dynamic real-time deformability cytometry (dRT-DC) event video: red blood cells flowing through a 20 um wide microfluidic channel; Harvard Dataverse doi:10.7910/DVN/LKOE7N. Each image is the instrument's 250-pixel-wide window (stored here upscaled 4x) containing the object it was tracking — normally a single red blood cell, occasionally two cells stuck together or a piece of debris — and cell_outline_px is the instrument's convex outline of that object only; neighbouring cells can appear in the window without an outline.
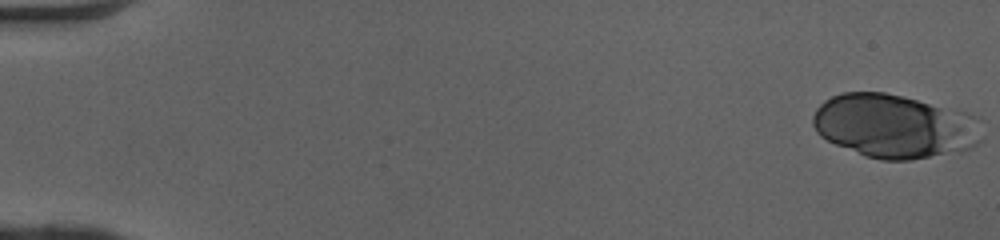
{"species": "human", "species_latin": "Homo sapiens", "temperature_condition": "cold", "stored_images_in_passage": 50, "camera_frame_rate_fps": 3000, "um_per_image_px": 0.085, "donor": {"sex": "female"}, "frame": {"image": 1, "passage_image": 1, "time_ms": 0.0, "image_size_px": [1000, 240], "cell_outline_px": [[984, 140], [972, 148], [960, 152], [908, 160], [880, 160], [864, 156], [836, 144], [820, 136], [816, 132], [812, 124], [812, 116], [816, 108], [824, 100], [840, 92], [884, 92], [904, 96], [980, 116], [984, 120]], "centroid_in_image_um": [76.11, 10.72], "position_along_channel_um": 8.9, "area_um2": 64.04}}
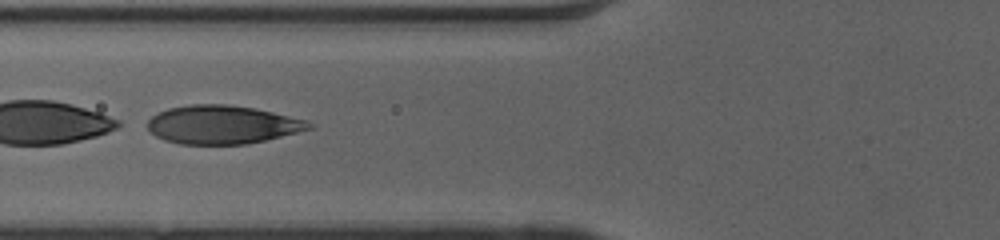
{"frame": {"image": 2, "passage_image": 21, "time_ms": 6.667, "image_size_px": [1000, 240], "cell_outline_px": [[316, 128], [248, 144], [180, 144], [164, 140], [156, 136], [148, 128], [148, 120], [152, 116], [168, 108], [188, 104], [228, 104], [256, 108], [308, 120], [316, 124]], "centroid_in_image_um": [18.96, 10.59], "position_along_channel_um": 106.8, "area_um2": 36.53}}
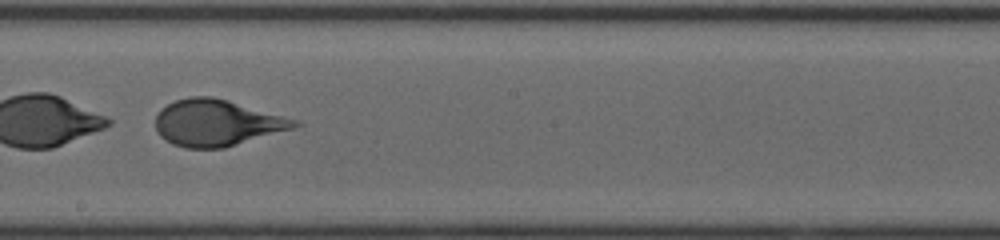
{"frame": {"image": 3, "passage_image": 30, "time_ms": 9.667, "image_size_px": [1000, 240], "cell_outline_px": [[304, 124], [292, 128], [224, 148], [184, 148], [172, 144], [160, 136], [156, 132], [156, 116], [160, 108], [176, 100], [192, 96], [212, 96], [228, 100], [300, 120]], "centroid_in_image_um": [18.42, 10.43], "position_along_channel_um": 229.8, "area_um2": 37.63}}